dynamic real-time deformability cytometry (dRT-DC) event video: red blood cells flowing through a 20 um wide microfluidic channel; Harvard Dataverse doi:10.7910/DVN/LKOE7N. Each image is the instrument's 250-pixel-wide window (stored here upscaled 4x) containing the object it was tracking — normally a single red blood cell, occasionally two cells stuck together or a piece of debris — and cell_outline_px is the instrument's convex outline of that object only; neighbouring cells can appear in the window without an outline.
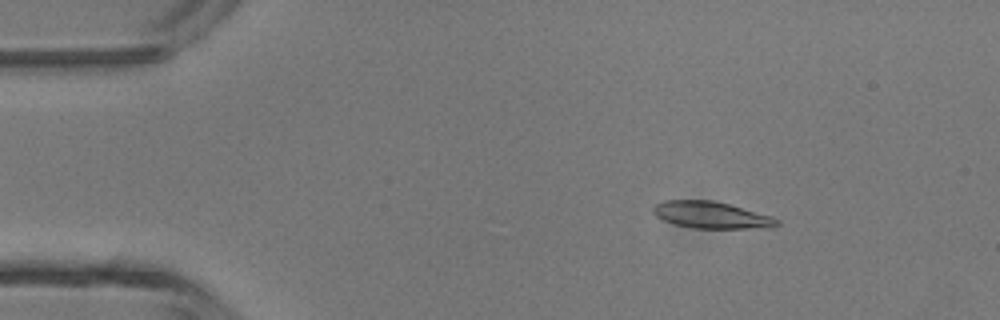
{"species": "common noctule bat (a hibernating species)", "species_latin": "Nyctalus noctula", "temperature_condition": "room temperature", "stored_images_in_passage": 4, "camera_frame_rate_fps": 3000, "um_per_image_px": 0.085, "animal": {"sex": "male", "body_mass_g": 13.3}, "frame": {"image": 1, "passage_image": 2, "time_ms": 0.333, "image_size_px": [1000, 320], "cell_outline_px": [[780, 224], [772, 228], [692, 228], [676, 224], [664, 220], [656, 216], [652, 212], [652, 208], [656, 204], [664, 200], [712, 200], [728, 204], [772, 216], [780, 220]], "centroid_in_image_um": [60.48, 18.28], "position_along_channel_um": 24.5, "area_um2": 19.31}}
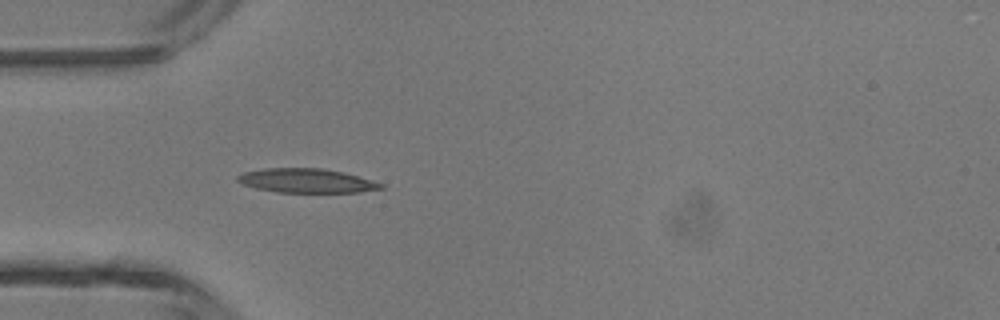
{"frame": {"image": 2, "passage_image": 4, "time_ms": 1.0, "image_size_px": [1000, 320], "cell_outline_px": [[384, 188], [360, 192], [276, 192], [256, 188], [244, 184], [236, 180], [236, 176], [244, 172], [264, 168], [320, 168], [344, 172], [384, 184]], "centroid_in_image_um": [26.04, 15.35], "position_along_channel_um": 59.0, "area_um2": 20.06}}